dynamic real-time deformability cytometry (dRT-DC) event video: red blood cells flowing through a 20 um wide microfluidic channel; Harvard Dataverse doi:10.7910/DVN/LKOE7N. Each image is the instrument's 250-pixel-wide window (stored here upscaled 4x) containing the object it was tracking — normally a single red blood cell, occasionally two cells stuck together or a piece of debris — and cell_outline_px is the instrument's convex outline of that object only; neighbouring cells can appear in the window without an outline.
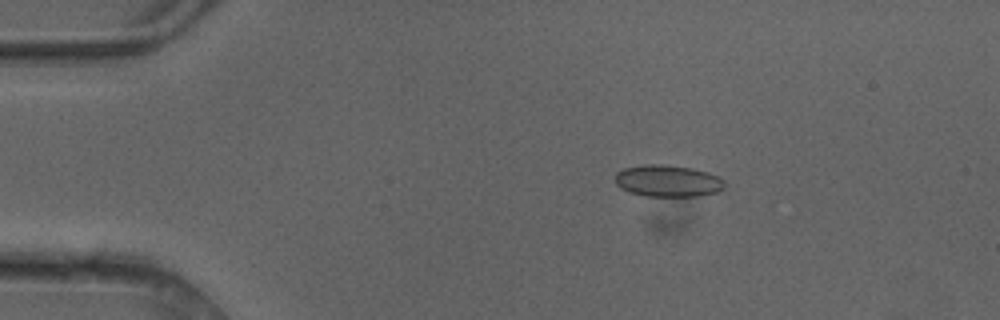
{"species": "common noctule bat (a hibernating species)", "species_latin": "Nyctalus noctula", "temperature_condition": "cold", "stored_images_in_passage": 5, "camera_frame_rate_fps": 3000, "um_per_image_px": 0.085, "animal": {"sex": "female"}, "frame": {"image": 1, "passage_image": 2, "time_ms": 0.333, "image_size_px": [1000, 320], "cell_outline_px": [[724, 188], [716, 192], [696, 196], [644, 196], [628, 192], [620, 188], [616, 184], [616, 172], [624, 168], [644, 164], [664, 164], [692, 168], [708, 172], [724, 180]], "centroid_in_image_um": [56.73, 15.37], "position_along_channel_um": 28.3, "area_um2": 20.35}}
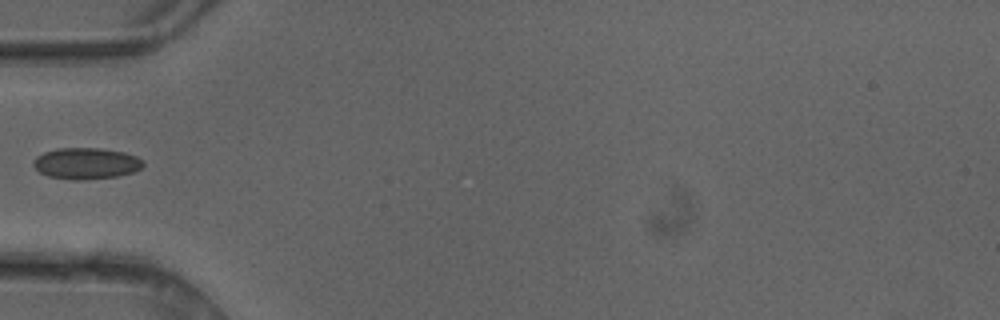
{"frame": {"image": 2, "passage_image": 4, "time_ms": 1.0, "image_size_px": [1000, 320], "cell_outline_px": [[144, 164], [140, 168], [132, 172], [116, 176], [84, 180], [72, 180], [48, 176], [40, 172], [32, 164], [36, 156], [44, 152], [56, 148], [100, 148], [124, 152], [136, 156], [144, 160]], "centroid_in_image_um": [7.31, 13.88], "position_along_channel_um": 77.7, "area_um2": 20.06}}
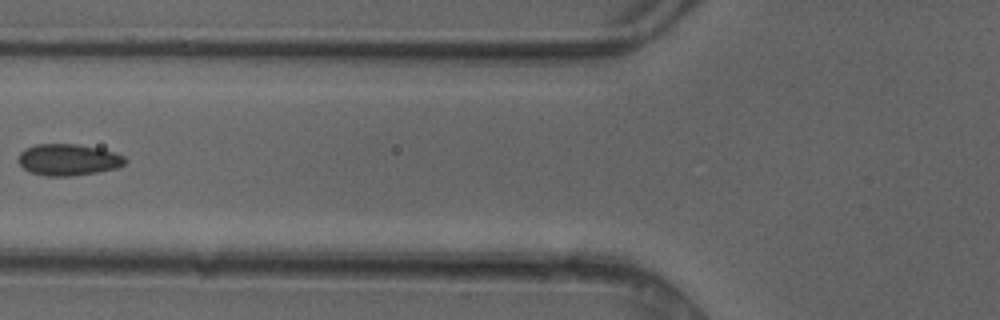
{"frame": {"image": 3, "passage_image": 5, "time_ms": 1.333, "image_size_px": [1000, 320], "cell_outline_px": [[128, 160], [124, 164], [116, 168], [100, 172], [72, 176], [48, 176], [32, 172], [24, 168], [16, 160], [20, 152], [36, 144], [76, 144], [100, 148], [124, 156]], "centroid_in_image_um": [5.82, 13.58], "position_along_channel_um": 120.0, "area_um2": 19.59}}